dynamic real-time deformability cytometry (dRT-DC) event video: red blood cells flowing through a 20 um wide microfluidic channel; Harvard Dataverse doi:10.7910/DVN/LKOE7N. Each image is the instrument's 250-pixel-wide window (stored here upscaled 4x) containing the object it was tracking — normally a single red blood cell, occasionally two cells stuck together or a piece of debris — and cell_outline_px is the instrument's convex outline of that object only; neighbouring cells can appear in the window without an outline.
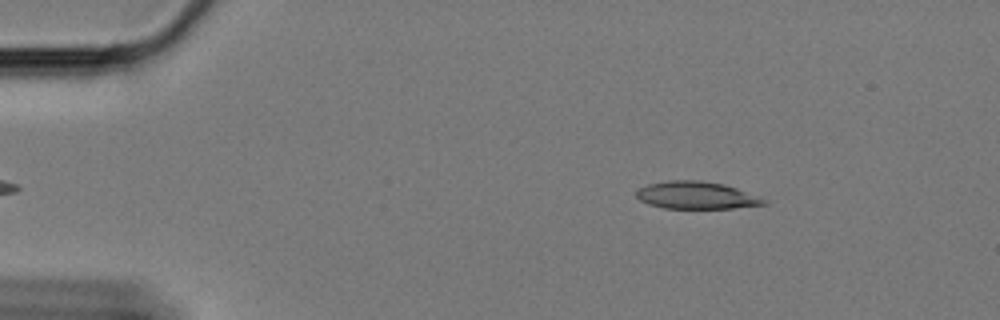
{"species": "Egyptian fruit bat (a non-hibernating species)", "species_latin": "Rousettus aegyptiacus", "temperature_condition": "cold", "stored_images_in_passage": 56, "camera_frame_rate_fps": 3000, "um_per_image_px": 0.085, "animal": {"sex": "female"}, "frame": {"image": 1, "passage_image": 5, "time_ms": 1.333, "image_size_px": [1000, 320], "cell_outline_px": [[768, 204], [732, 208], [664, 208], [648, 204], [640, 200], [636, 196], [636, 192], [640, 188], [648, 184], [668, 180], [700, 180], [724, 184], [736, 188], [768, 200]], "centroid_in_image_um": [59.19, 16.6], "position_along_channel_um": 25.8, "area_um2": 20.29}}
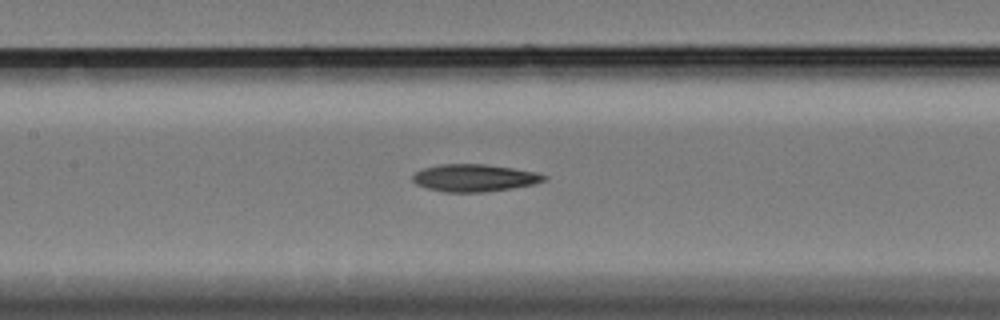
{"frame": {"image": 2, "passage_image": 24, "time_ms": 7.667, "image_size_px": [1000, 320], "cell_outline_px": [[548, 176], [544, 180], [532, 184], [512, 188], [484, 192], [444, 192], [428, 188], [416, 184], [412, 180], [412, 176], [416, 172], [424, 168], [440, 164], [484, 164], [512, 168], [536, 172]], "centroid_in_image_um": [40.3, 15.12], "position_along_channel_um": 167.1, "area_um2": 20.75}}
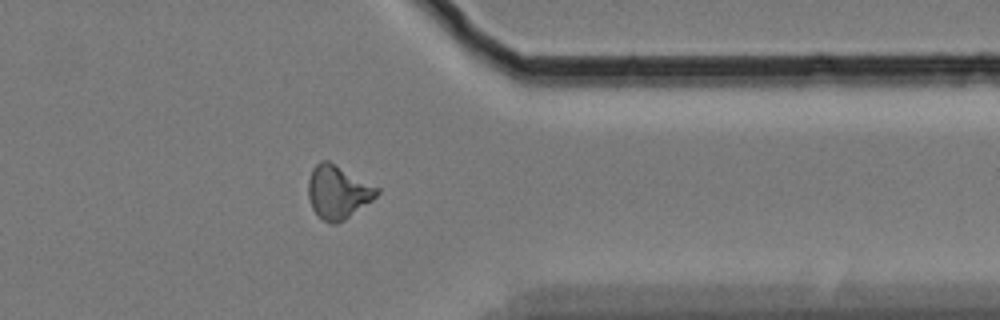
{"frame": {"image": 3, "passage_image": 44, "time_ms": 14.333, "image_size_px": [1000, 320], "cell_outline_px": [[380, 192], [372, 200], [344, 220], [336, 224], [332, 224], [324, 220], [312, 208], [308, 196], [308, 180], [312, 168], [320, 160], [328, 160], [380, 188]], "centroid_in_image_um": [28.71, 16.31], "position_along_channel_um": 382.7, "area_um2": 21.21}, "authors_computed_cell_mechanics": {"area_um2": 20.4901, "velocity_mm_per_s": 3.3426, "shape_relaxation_time_tau1_ms": 7.751, "shape_relaxation_time_tau2_ms": null, "deformation_change_tau1": 0.1567, "deformation_change_tau2": null}}